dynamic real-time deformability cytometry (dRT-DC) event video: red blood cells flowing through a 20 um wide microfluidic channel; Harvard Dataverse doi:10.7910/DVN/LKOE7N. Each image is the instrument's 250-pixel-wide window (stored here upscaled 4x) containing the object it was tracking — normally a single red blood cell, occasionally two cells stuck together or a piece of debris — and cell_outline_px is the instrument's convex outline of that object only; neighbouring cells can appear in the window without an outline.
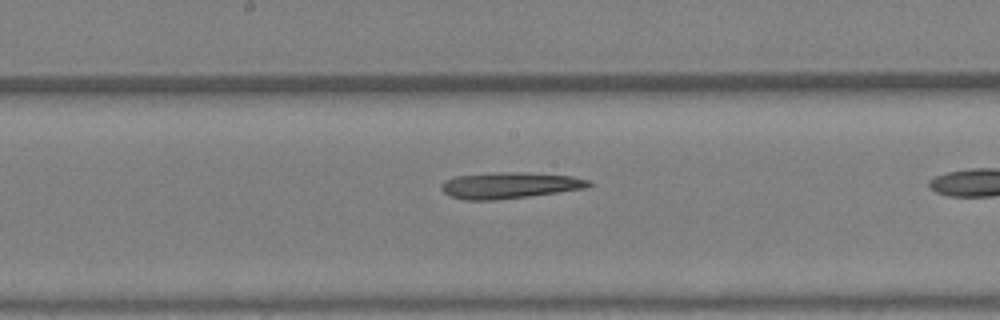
{"species": "Egyptian fruit bat (a non-hibernating species)", "species_latin": "Rousettus aegyptiacus", "temperature_condition": "warm", "stored_images_in_passage": 27, "camera_frame_rate_fps": 3000, "um_per_image_px": 0.085, "animal": {"sex": "female"}, "frame": {"image": 1, "passage_image": 16, "time_ms": 5.0, "image_size_px": [1000, 320], "cell_outline_px": [[592, 184], [588, 188], [528, 196], [492, 200], [464, 200], [452, 196], [444, 192], [440, 188], [440, 184], [444, 180], [456, 176], [496, 172], [528, 172], [572, 176], [588, 180]], "centroid_in_image_um": [43.31, 15.74], "position_along_channel_um": 204.9, "area_um2": 22.54}}